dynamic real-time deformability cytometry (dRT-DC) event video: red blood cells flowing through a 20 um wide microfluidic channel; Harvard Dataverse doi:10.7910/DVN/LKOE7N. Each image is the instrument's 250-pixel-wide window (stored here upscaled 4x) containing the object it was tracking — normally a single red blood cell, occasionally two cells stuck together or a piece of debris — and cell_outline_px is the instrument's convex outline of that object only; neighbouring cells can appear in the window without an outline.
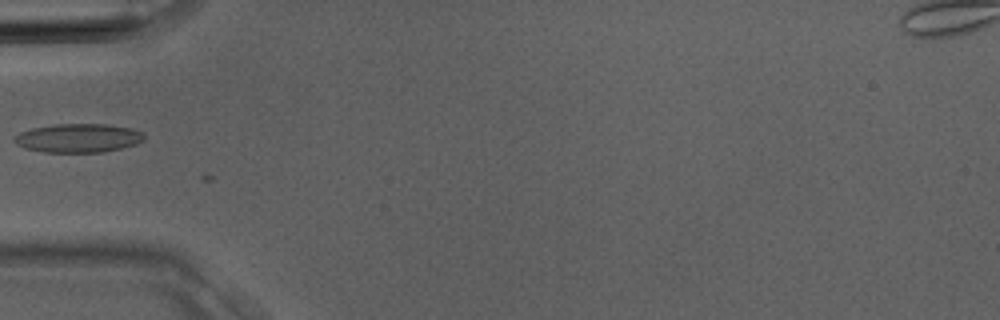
{"species": "Egyptian fruit bat (a non-hibernating species)", "species_latin": "Rousettus aegyptiacus", "temperature_condition": "room temperature", "stored_images_in_passage": 2, "camera_frame_rate_fps": 3000, "um_per_image_px": 0.085, "animal": {"sex": "male"}, "frame": {"image": 1, "passage_image": 2, "time_ms": 0.333, "image_size_px": [1000, 320], "cell_outline_px": [[144, 140], [136, 144], [104, 152], [44, 152], [24, 148], [16, 144], [12, 140], [12, 136], [20, 132], [32, 128], [52, 124], [108, 124], [132, 128], [144, 132]], "centroid_in_image_um": [6.63, 11.73], "position_along_channel_um": 78.4, "area_um2": 22.02}}